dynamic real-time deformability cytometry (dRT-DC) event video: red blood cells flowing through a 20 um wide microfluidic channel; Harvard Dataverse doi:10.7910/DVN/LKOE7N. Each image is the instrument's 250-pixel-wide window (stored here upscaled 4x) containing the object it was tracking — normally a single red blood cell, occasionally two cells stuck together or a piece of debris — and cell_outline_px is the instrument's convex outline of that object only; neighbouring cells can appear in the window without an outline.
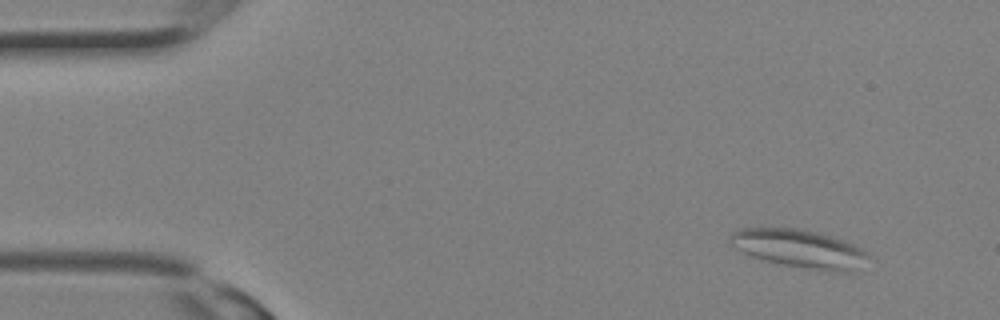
{"species": "Egyptian fruit bat (a non-hibernating species)", "species_latin": "Rousettus aegyptiacus", "temperature_condition": "room temperature", "stored_images_in_passage": 11, "camera_frame_rate_fps": 3000, "um_per_image_px": 0.085, "animal": {"sex": "female"}, "frame": {"image": 1, "passage_image": 1, "time_ms": 0.0, "image_size_px": [1000, 320], "cell_outline_px": [[872, 256], [856, 272], [828, 272], [780, 264], [764, 260], [752, 256], [728, 244], [728, 240], [732, 232], [736, 228], [800, 228], [816, 232], [852, 244], [868, 252]], "centroid_in_image_um": [67.97, 21.16], "position_along_channel_um": 17.0, "area_um2": 31.1}}
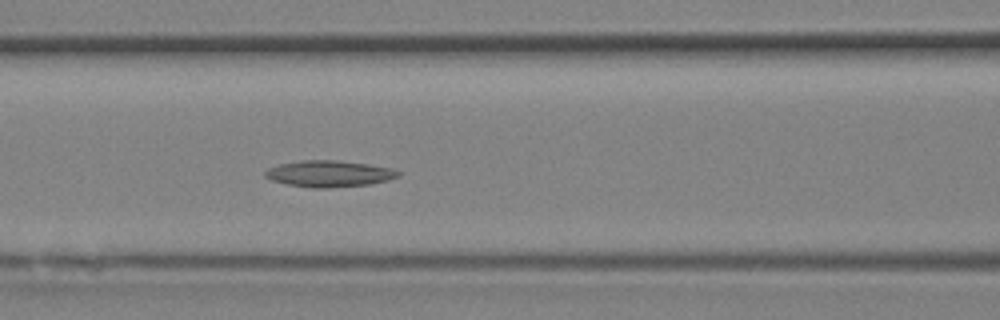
{"frame": {"image": 2, "passage_image": 11, "time_ms": 3.333, "image_size_px": [1000, 320], "cell_outline_px": [[400, 176], [388, 180], [368, 184], [328, 188], [308, 188], [288, 184], [272, 180], [264, 176], [264, 172], [268, 168], [280, 164], [304, 160], [336, 160], [368, 164], [392, 168], [400, 172]], "centroid_in_image_um": [27.98, 14.77], "position_along_channel_um": 138.6, "area_um2": 20.4}}